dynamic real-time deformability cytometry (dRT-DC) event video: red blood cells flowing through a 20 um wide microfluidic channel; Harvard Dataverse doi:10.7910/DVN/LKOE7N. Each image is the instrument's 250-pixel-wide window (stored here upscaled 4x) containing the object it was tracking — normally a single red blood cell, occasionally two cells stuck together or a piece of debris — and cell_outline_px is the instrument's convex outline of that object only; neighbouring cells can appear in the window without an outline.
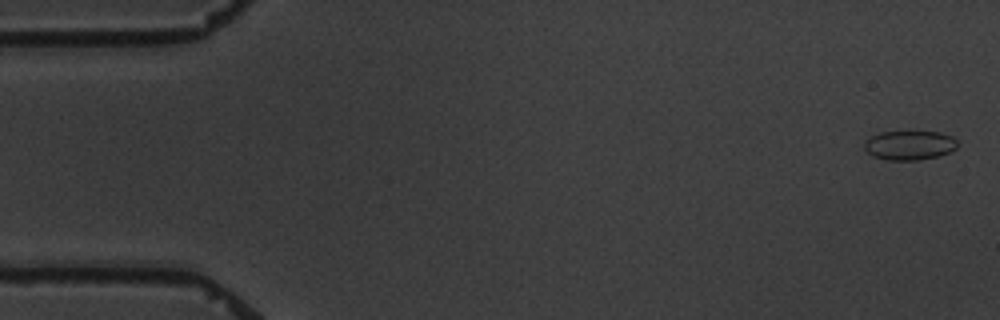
{"species": "common noctule bat (a hibernating species)", "species_latin": "Nyctalus noctula", "temperature_condition": "warm", "stored_images_in_passage": 5, "segment_of_instrument_passage": [2, 2], "camera_frame_rate_fps": 3000, "um_per_image_px": 0.085, "animal": {"sex": "male", "body_mass_g": 19.5, "forearm_length_mm": 54.6}, "frame": {"image": 1, "passage_image": 5, "time_ms": 5.667, "image_size_px": [1000, 320], "cell_outline_px": [[956, 148], [952, 152], [940, 156], [920, 160], [888, 160], [872, 156], [864, 148], [864, 140], [880, 132], [908, 128], [912, 128], [940, 132], [952, 136], [956, 140]], "centroid_in_image_um": [77.32, 12.29], "position_along_channel_um": 7.7, "area_um2": 16.94}}